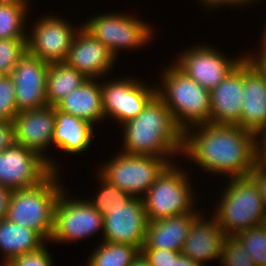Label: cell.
Wrapping results in <instances>:
<instances>
[{"instance_id": "6da1fadb", "label": "cell", "mask_w": 266, "mask_h": 266, "mask_svg": "<svg viewBox=\"0 0 266 266\" xmlns=\"http://www.w3.org/2000/svg\"><path fill=\"white\" fill-rule=\"evenodd\" d=\"M183 157L225 180L247 177L256 165L254 134L238 125L209 122L189 127L183 136Z\"/></svg>"}, {"instance_id": "7a4b0ae2", "label": "cell", "mask_w": 266, "mask_h": 266, "mask_svg": "<svg viewBox=\"0 0 266 266\" xmlns=\"http://www.w3.org/2000/svg\"><path fill=\"white\" fill-rule=\"evenodd\" d=\"M120 127L123 137L122 153L182 157L184 132L177 126L170 110L157 94L137 117Z\"/></svg>"}, {"instance_id": "3957f363", "label": "cell", "mask_w": 266, "mask_h": 266, "mask_svg": "<svg viewBox=\"0 0 266 266\" xmlns=\"http://www.w3.org/2000/svg\"><path fill=\"white\" fill-rule=\"evenodd\" d=\"M165 66L159 71L157 95L170 110L177 126L185 132L189 127L209 123L210 91L186 76L172 62Z\"/></svg>"}, {"instance_id": "277c9868", "label": "cell", "mask_w": 266, "mask_h": 266, "mask_svg": "<svg viewBox=\"0 0 266 266\" xmlns=\"http://www.w3.org/2000/svg\"><path fill=\"white\" fill-rule=\"evenodd\" d=\"M220 188L212 216L226 235L262 225L265 207L256 183L249 177L230 178ZM220 195V196H219Z\"/></svg>"}, {"instance_id": "5b68a950", "label": "cell", "mask_w": 266, "mask_h": 266, "mask_svg": "<svg viewBox=\"0 0 266 266\" xmlns=\"http://www.w3.org/2000/svg\"><path fill=\"white\" fill-rule=\"evenodd\" d=\"M59 176H62L59 172H52L33 188L13 190L8 208L10 222L37 231L48 243L54 227L55 206L66 188Z\"/></svg>"}, {"instance_id": "8992f818", "label": "cell", "mask_w": 266, "mask_h": 266, "mask_svg": "<svg viewBox=\"0 0 266 266\" xmlns=\"http://www.w3.org/2000/svg\"><path fill=\"white\" fill-rule=\"evenodd\" d=\"M186 169L170 163L149 188L143 197L148 222L189 214L198 208L195 206L199 197L190 176L192 169L189 173Z\"/></svg>"}, {"instance_id": "52a82bcc", "label": "cell", "mask_w": 266, "mask_h": 266, "mask_svg": "<svg viewBox=\"0 0 266 266\" xmlns=\"http://www.w3.org/2000/svg\"><path fill=\"white\" fill-rule=\"evenodd\" d=\"M151 25L147 20H141L140 16L138 19L136 16L126 12L119 13L117 10L112 13L111 11L97 13L82 22V27L101 41L117 60L123 50H142L150 44L155 32Z\"/></svg>"}, {"instance_id": "ba28073f", "label": "cell", "mask_w": 266, "mask_h": 266, "mask_svg": "<svg viewBox=\"0 0 266 266\" xmlns=\"http://www.w3.org/2000/svg\"><path fill=\"white\" fill-rule=\"evenodd\" d=\"M178 157L129 155L122 152L97 165L98 172L110 183L133 197L143 198L158 176Z\"/></svg>"}, {"instance_id": "9c48e42d", "label": "cell", "mask_w": 266, "mask_h": 266, "mask_svg": "<svg viewBox=\"0 0 266 266\" xmlns=\"http://www.w3.org/2000/svg\"><path fill=\"white\" fill-rule=\"evenodd\" d=\"M64 189L59 196L54 211V227L49 242L70 244L96 235H103V216L89 202L74 197ZM70 194V196H69ZM81 198V199H80Z\"/></svg>"}, {"instance_id": "30bf717a", "label": "cell", "mask_w": 266, "mask_h": 266, "mask_svg": "<svg viewBox=\"0 0 266 266\" xmlns=\"http://www.w3.org/2000/svg\"><path fill=\"white\" fill-rule=\"evenodd\" d=\"M102 107L105 120L110 117L120 126L137 117L157 94L156 82L148 85L135 77L101 79ZM147 83V84H146Z\"/></svg>"}, {"instance_id": "8fae6325", "label": "cell", "mask_w": 266, "mask_h": 266, "mask_svg": "<svg viewBox=\"0 0 266 266\" xmlns=\"http://www.w3.org/2000/svg\"><path fill=\"white\" fill-rule=\"evenodd\" d=\"M213 45L198 43L178 52L173 64L201 87L211 90L244 58V53L228 57ZM234 57V58H233Z\"/></svg>"}, {"instance_id": "7c38bea8", "label": "cell", "mask_w": 266, "mask_h": 266, "mask_svg": "<svg viewBox=\"0 0 266 266\" xmlns=\"http://www.w3.org/2000/svg\"><path fill=\"white\" fill-rule=\"evenodd\" d=\"M57 14L45 13L27 31V51L48 64L65 62L73 38L82 26Z\"/></svg>"}, {"instance_id": "4fadbf2b", "label": "cell", "mask_w": 266, "mask_h": 266, "mask_svg": "<svg viewBox=\"0 0 266 266\" xmlns=\"http://www.w3.org/2000/svg\"><path fill=\"white\" fill-rule=\"evenodd\" d=\"M51 173L42 157L16 142L0 152V185L11 190L33 188Z\"/></svg>"}, {"instance_id": "5bb4252c", "label": "cell", "mask_w": 266, "mask_h": 266, "mask_svg": "<svg viewBox=\"0 0 266 266\" xmlns=\"http://www.w3.org/2000/svg\"><path fill=\"white\" fill-rule=\"evenodd\" d=\"M13 127L14 142L36 152L52 172H61L59 163L47 154L52 148L55 106L20 111L13 120Z\"/></svg>"}, {"instance_id": "9a60e30c", "label": "cell", "mask_w": 266, "mask_h": 266, "mask_svg": "<svg viewBox=\"0 0 266 266\" xmlns=\"http://www.w3.org/2000/svg\"><path fill=\"white\" fill-rule=\"evenodd\" d=\"M49 64L28 51L18 60L10 76L15 86L18 112L47 106L46 78Z\"/></svg>"}, {"instance_id": "2e32d148", "label": "cell", "mask_w": 266, "mask_h": 266, "mask_svg": "<svg viewBox=\"0 0 266 266\" xmlns=\"http://www.w3.org/2000/svg\"><path fill=\"white\" fill-rule=\"evenodd\" d=\"M147 224L143 198L134 197L125 207L109 211L103 217V240L100 241L129 244L141 251Z\"/></svg>"}, {"instance_id": "e0dca14e", "label": "cell", "mask_w": 266, "mask_h": 266, "mask_svg": "<svg viewBox=\"0 0 266 266\" xmlns=\"http://www.w3.org/2000/svg\"><path fill=\"white\" fill-rule=\"evenodd\" d=\"M117 61L101 41L81 26L73 38L65 63L87 79H102L110 72L112 74Z\"/></svg>"}, {"instance_id": "ac0fdd59", "label": "cell", "mask_w": 266, "mask_h": 266, "mask_svg": "<svg viewBox=\"0 0 266 266\" xmlns=\"http://www.w3.org/2000/svg\"><path fill=\"white\" fill-rule=\"evenodd\" d=\"M244 58L210 90V123L237 125L244 101Z\"/></svg>"}, {"instance_id": "d6986e66", "label": "cell", "mask_w": 266, "mask_h": 266, "mask_svg": "<svg viewBox=\"0 0 266 266\" xmlns=\"http://www.w3.org/2000/svg\"><path fill=\"white\" fill-rule=\"evenodd\" d=\"M203 210L190 226L181 254L206 266L209 262L220 261L223 244L227 236L216 219ZM206 213V215L204 214ZM209 215V216H208ZM209 218V219H208Z\"/></svg>"}, {"instance_id": "ffe728a7", "label": "cell", "mask_w": 266, "mask_h": 266, "mask_svg": "<svg viewBox=\"0 0 266 266\" xmlns=\"http://www.w3.org/2000/svg\"><path fill=\"white\" fill-rule=\"evenodd\" d=\"M202 208L192 213L148 222L142 249H165L181 252L190 226L202 213Z\"/></svg>"}, {"instance_id": "44dd1931", "label": "cell", "mask_w": 266, "mask_h": 266, "mask_svg": "<svg viewBox=\"0 0 266 266\" xmlns=\"http://www.w3.org/2000/svg\"><path fill=\"white\" fill-rule=\"evenodd\" d=\"M94 126L85 120L64 113L55 107V128L52 147L69 155H83L94 141Z\"/></svg>"}, {"instance_id": "7402d4cb", "label": "cell", "mask_w": 266, "mask_h": 266, "mask_svg": "<svg viewBox=\"0 0 266 266\" xmlns=\"http://www.w3.org/2000/svg\"><path fill=\"white\" fill-rule=\"evenodd\" d=\"M244 93L241 118L237 125L254 133L266 124V78L245 59Z\"/></svg>"}, {"instance_id": "603a6c76", "label": "cell", "mask_w": 266, "mask_h": 266, "mask_svg": "<svg viewBox=\"0 0 266 266\" xmlns=\"http://www.w3.org/2000/svg\"><path fill=\"white\" fill-rule=\"evenodd\" d=\"M101 79H86L55 107L67 114L79 117L93 126L105 120L102 107Z\"/></svg>"}, {"instance_id": "cb8c5ba5", "label": "cell", "mask_w": 266, "mask_h": 266, "mask_svg": "<svg viewBox=\"0 0 266 266\" xmlns=\"http://www.w3.org/2000/svg\"><path fill=\"white\" fill-rule=\"evenodd\" d=\"M45 243L47 241L37 231L10 222L7 218L0 220V265H6L20 255L34 252Z\"/></svg>"}, {"instance_id": "d4e9b609", "label": "cell", "mask_w": 266, "mask_h": 266, "mask_svg": "<svg viewBox=\"0 0 266 266\" xmlns=\"http://www.w3.org/2000/svg\"><path fill=\"white\" fill-rule=\"evenodd\" d=\"M87 78L65 62L49 64L46 78V101L56 106Z\"/></svg>"}, {"instance_id": "484cf974", "label": "cell", "mask_w": 266, "mask_h": 266, "mask_svg": "<svg viewBox=\"0 0 266 266\" xmlns=\"http://www.w3.org/2000/svg\"><path fill=\"white\" fill-rule=\"evenodd\" d=\"M88 256L85 266H131L140 250L129 244L100 241Z\"/></svg>"}, {"instance_id": "4316f807", "label": "cell", "mask_w": 266, "mask_h": 266, "mask_svg": "<svg viewBox=\"0 0 266 266\" xmlns=\"http://www.w3.org/2000/svg\"><path fill=\"white\" fill-rule=\"evenodd\" d=\"M30 4L0 3V39L27 38Z\"/></svg>"}, {"instance_id": "83f0119b", "label": "cell", "mask_w": 266, "mask_h": 266, "mask_svg": "<svg viewBox=\"0 0 266 266\" xmlns=\"http://www.w3.org/2000/svg\"><path fill=\"white\" fill-rule=\"evenodd\" d=\"M97 182L100 188L93 194V198L87 199L89 204L95 208L103 217L109 211L125 207L134 197L126 191L121 190L118 186L110 183L97 171Z\"/></svg>"}, {"instance_id": "f1b7e54d", "label": "cell", "mask_w": 266, "mask_h": 266, "mask_svg": "<svg viewBox=\"0 0 266 266\" xmlns=\"http://www.w3.org/2000/svg\"><path fill=\"white\" fill-rule=\"evenodd\" d=\"M256 266H266V229L261 225L235 235Z\"/></svg>"}, {"instance_id": "f546056e", "label": "cell", "mask_w": 266, "mask_h": 266, "mask_svg": "<svg viewBox=\"0 0 266 266\" xmlns=\"http://www.w3.org/2000/svg\"><path fill=\"white\" fill-rule=\"evenodd\" d=\"M27 51V38L0 39V71L10 75Z\"/></svg>"}, {"instance_id": "4dcf8cb0", "label": "cell", "mask_w": 266, "mask_h": 266, "mask_svg": "<svg viewBox=\"0 0 266 266\" xmlns=\"http://www.w3.org/2000/svg\"><path fill=\"white\" fill-rule=\"evenodd\" d=\"M219 264L221 266H256L235 235L225 237Z\"/></svg>"}, {"instance_id": "1f68e13d", "label": "cell", "mask_w": 266, "mask_h": 266, "mask_svg": "<svg viewBox=\"0 0 266 266\" xmlns=\"http://www.w3.org/2000/svg\"><path fill=\"white\" fill-rule=\"evenodd\" d=\"M17 114L14 81L10 75H4L0 79V120L13 122Z\"/></svg>"}, {"instance_id": "d6a6232c", "label": "cell", "mask_w": 266, "mask_h": 266, "mask_svg": "<svg viewBox=\"0 0 266 266\" xmlns=\"http://www.w3.org/2000/svg\"><path fill=\"white\" fill-rule=\"evenodd\" d=\"M40 249L13 258L6 266H53L54 257L50 254L47 245Z\"/></svg>"}, {"instance_id": "836d02e7", "label": "cell", "mask_w": 266, "mask_h": 266, "mask_svg": "<svg viewBox=\"0 0 266 266\" xmlns=\"http://www.w3.org/2000/svg\"><path fill=\"white\" fill-rule=\"evenodd\" d=\"M152 266H171L172 260L180 252L165 249H141Z\"/></svg>"}, {"instance_id": "e575fe53", "label": "cell", "mask_w": 266, "mask_h": 266, "mask_svg": "<svg viewBox=\"0 0 266 266\" xmlns=\"http://www.w3.org/2000/svg\"><path fill=\"white\" fill-rule=\"evenodd\" d=\"M253 134L256 165L266 167V124Z\"/></svg>"}, {"instance_id": "d590c367", "label": "cell", "mask_w": 266, "mask_h": 266, "mask_svg": "<svg viewBox=\"0 0 266 266\" xmlns=\"http://www.w3.org/2000/svg\"><path fill=\"white\" fill-rule=\"evenodd\" d=\"M198 1V2H197ZM199 5L201 4V7H205L206 10H215L217 11L218 8L222 7H230L233 9V7H236L237 9L253 6L254 0H196ZM213 8V9H212Z\"/></svg>"}, {"instance_id": "8d00e7d4", "label": "cell", "mask_w": 266, "mask_h": 266, "mask_svg": "<svg viewBox=\"0 0 266 266\" xmlns=\"http://www.w3.org/2000/svg\"><path fill=\"white\" fill-rule=\"evenodd\" d=\"M259 51L244 52V59L253 67L259 74L266 78V49L258 46ZM252 53V54H251Z\"/></svg>"}, {"instance_id": "74e56055", "label": "cell", "mask_w": 266, "mask_h": 266, "mask_svg": "<svg viewBox=\"0 0 266 266\" xmlns=\"http://www.w3.org/2000/svg\"><path fill=\"white\" fill-rule=\"evenodd\" d=\"M249 177L256 183L266 209V167L255 165Z\"/></svg>"}, {"instance_id": "f35d334b", "label": "cell", "mask_w": 266, "mask_h": 266, "mask_svg": "<svg viewBox=\"0 0 266 266\" xmlns=\"http://www.w3.org/2000/svg\"><path fill=\"white\" fill-rule=\"evenodd\" d=\"M14 142L13 122L0 120V152Z\"/></svg>"}, {"instance_id": "ab89813d", "label": "cell", "mask_w": 266, "mask_h": 266, "mask_svg": "<svg viewBox=\"0 0 266 266\" xmlns=\"http://www.w3.org/2000/svg\"><path fill=\"white\" fill-rule=\"evenodd\" d=\"M12 194L13 190L0 185V220L6 219L8 216V208Z\"/></svg>"}, {"instance_id": "60d3db41", "label": "cell", "mask_w": 266, "mask_h": 266, "mask_svg": "<svg viewBox=\"0 0 266 266\" xmlns=\"http://www.w3.org/2000/svg\"><path fill=\"white\" fill-rule=\"evenodd\" d=\"M171 266H203L198 262L186 257L181 252L172 260Z\"/></svg>"}, {"instance_id": "b9f144b4", "label": "cell", "mask_w": 266, "mask_h": 266, "mask_svg": "<svg viewBox=\"0 0 266 266\" xmlns=\"http://www.w3.org/2000/svg\"><path fill=\"white\" fill-rule=\"evenodd\" d=\"M131 266H152L145 255L140 251L139 254L134 258Z\"/></svg>"}, {"instance_id": "7bdbcfd3", "label": "cell", "mask_w": 266, "mask_h": 266, "mask_svg": "<svg viewBox=\"0 0 266 266\" xmlns=\"http://www.w3.org/2000/svg\"><path fill=\"white\" fill-rule=\"evenodd\" d=\"M31 0H0V3L30 4Z\"/></svg>"}, {"instance_id": "ee69618b", "label": "cell", "mask_w": 266, "mask_h": 266, "mask_svg": "<svg viewBox=\"0 0 266 266\" xmlns=\"http://www.w3.org/2000/svg\"><path fill=\"white\" fill-rule=\"evenodd\" d=\"M263 30H264L263 34L261 33L262 38H260V40H259L261 42H259V43H260L261 47L266 49V23H265Z\"/></svg>"}, {"instance_id": "f6af8a7d", "label": "cell", "mask_w": 266, "mask_h": 266, "mask_svg": "<svg viewBox=\"0 0 266 266\" xmlns=\"http://www.w3.org/2000/svg\"><path fill=\"white\" fill-rule=\"evenodd\" d=\"M262 226L266 229V211L263 217Z\"/></svg>"}, {"instance_id": "bcb514c9", "label": "cell", "mask_w": 266, "mask_h": 266, "mask_svg": "<svg viewBox=\"0 0 266 266\" xmlns=\"http://www.w3.org/2000/svg\"><path fill=\"white\" fill-rule=\"evenodd\" d=\"M261 1L260 0H254L253 4H256L257 2L260 3Z\"/></svg>"}, {"instance_id": "7dc6e473", "label": "cell", "mask_w": 266, "mask_h": 266, "mask_svg": "<svg viewBox=\"0 0 266 266\" xmlns=\"http://www.w3.org/2000/svg\"><path fill=\"white\" fill-rule=\"evenodd\" d=\"M4 75H5V74H3V73L0 71V79H2Z\"/></svg>"}]
</instances>
